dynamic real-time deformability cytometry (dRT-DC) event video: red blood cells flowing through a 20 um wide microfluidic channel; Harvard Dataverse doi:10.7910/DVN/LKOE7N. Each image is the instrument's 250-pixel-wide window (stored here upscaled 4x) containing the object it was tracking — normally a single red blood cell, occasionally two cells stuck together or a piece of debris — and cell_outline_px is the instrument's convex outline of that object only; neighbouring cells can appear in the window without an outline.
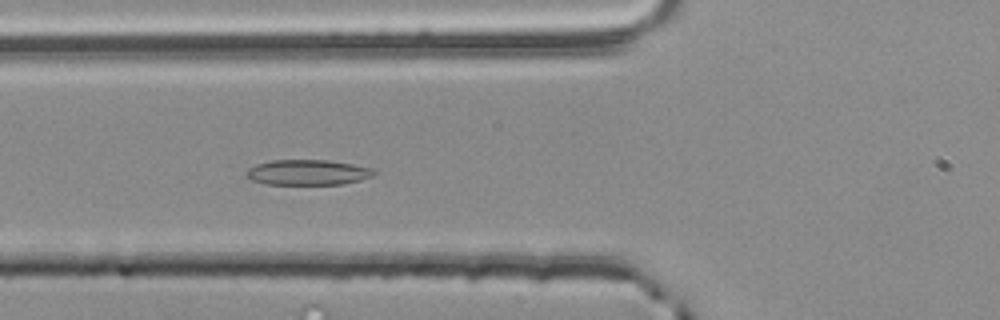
{"species": "common noctule bat (a hibernating species)", "species_latin": "Nyctalus noctula", "temperature_condition": "room temperature", "stored_images_in_passage": 36, "camera_frame_rate_fps": 3000, "um_per_image_px": 0.085, "animal": {"sex": "male", "body_mass_g": 20.4}, "frame": {"image": 1, "passage_image": 12, "time_ms": 3.667, "image_size_px": [1000, 320], "cell_outline_px": [[376, 172], [372, 176], [360, 180], [340, 184], [264, 184], [252, 180], [244, 176], [244, 172], [248, 168], [256, 164], [272, 160], [328, 160], [376, 168]], "centroid_in_image_um": [26.13, 14.65], "position_along_channel_um": 99.7, "area_um2": 19.02}}
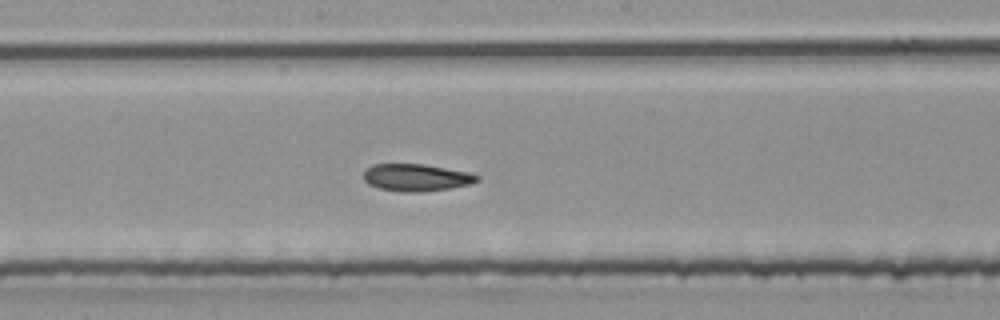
{"frame": {"image": 2, "passage_image": 21, "time_ms": 6.667, "image_size_px": [1000, 320], "cell_outline_px": [[480, 180], [468, 184], [452, 188], [420, 192], [404, 192], [380, 188], [368, 184], [364, 180], [364, 172], [372, 164], [424, 164], [468, 172], [480, 176]], "centroid_in_image_um": [35.39, 15.09], "position_along_channel_um": 212.8, "area_um2": 17.92}}
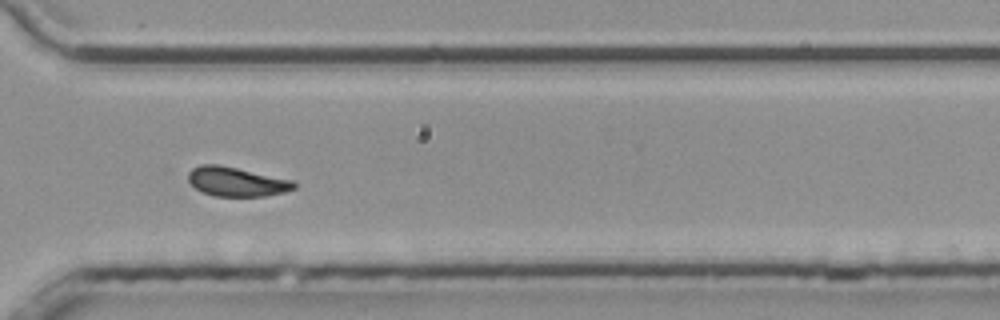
{"frame": {"image": 3, "passage_image": 32, "time_ms": 10.333, "image_size_px": [1000, 320], "cell_outline_px": [[296, 188], [284, 192], [264, 196], [216, 196], [200, 192], [188, 180], [188, 172], [192, 168], [200, 164], [220, 164], [296, 180]], "centroid_in_image_um": [20.13, 15.43], "position_along_channel_um": 350.5, "area_um2": 18.38}, "authors_computed_cell_mechanics": {"area_um2": 18.8139, "velocity_mm_per_s": 3.759, "shape_relaxation_time_tau1_ms": null, "shape_relaxation_time_tau2_ms": 4.4006, "deformation_change_tau1": null, "deformation_change_tau2": 0.1079}}